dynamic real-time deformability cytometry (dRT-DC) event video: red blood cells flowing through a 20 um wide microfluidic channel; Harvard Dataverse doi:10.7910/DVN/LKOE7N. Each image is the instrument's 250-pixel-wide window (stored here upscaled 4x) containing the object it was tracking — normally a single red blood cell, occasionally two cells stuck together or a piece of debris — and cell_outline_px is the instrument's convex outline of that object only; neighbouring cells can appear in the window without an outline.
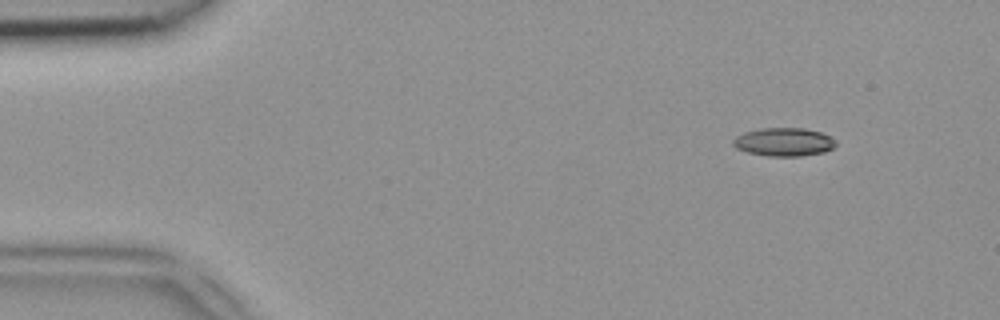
{"species": "common noctule bat (a hibernating species)", "species_latin": "Nyctalus noctula", "temperature_condition": "room temperature", "stored_images_in_passage": 48, "camera_frame_rate_fps": 3000, "um_per_image_px": 0.085, "animal": {"sex": "female", "body_mass_g": 18.4}, "frame": {"image": 1, "passage_image": 5, "time_ms": 1.333, "image_size_px": [1000, 320], "cell_outline_px": [[836, 144], [832, 148], [824, 152], [800, 156], [768, 156], [748, 152], [736, 148], [732, 144], [732, 140], [736, 136], [744, 132], [760, 128], [804, 128], [820, 132], [836, 140]], "centroid_in_image_um": [66.61, 12.06], "position_along_channel_um": 18.4, "area_um2": 16.94}}
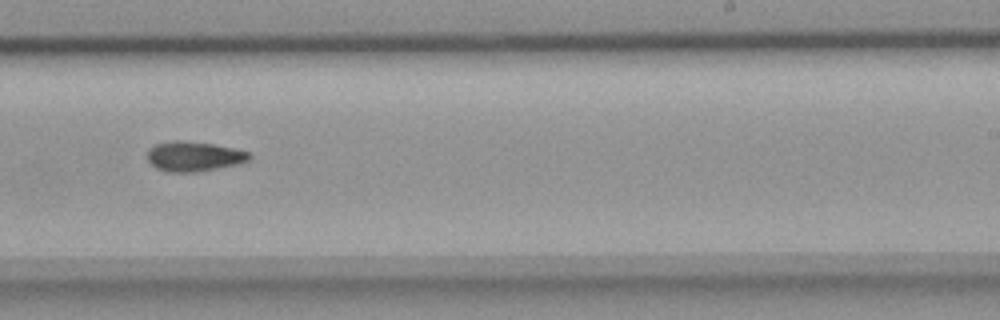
{"frame": {"image": 2, "passage_image": 30, "time_ms": 9.667, "image_size_px": [1000, 320], "cell_outline_px": [[252, 156], [248, 160], [236, 164], [196, 172], [168, 172], [156, 168], [148, 160], [148, 148], [156, 144], [172, 140], [180, 140], [212, 144], [232, 148], [248, 152]], "centroid_in_image_um": [16.44, 13.29], "position_along_channel_um": 272.6, "area_um2": 17.51}}
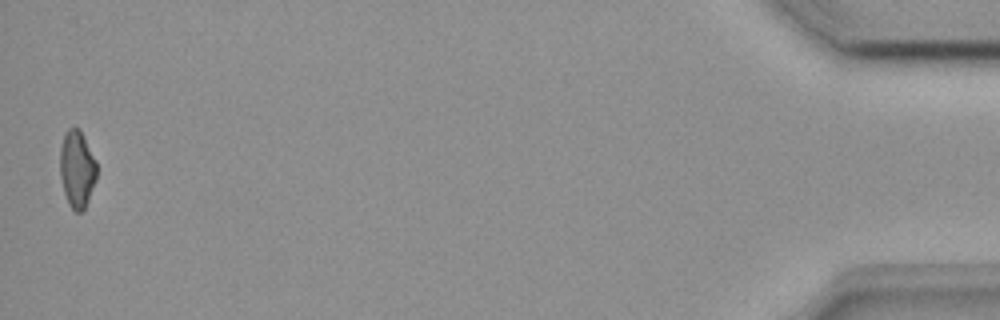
{"frame": {"image": 3, "passage_image": 48, "time_ms": 15.667, "image_size_px": [1000, 320], "cell_outline_px": [[96, 180], [88, 200], [84, 208], [80, 212], [76, 212], [68, 204], [64, 192], [60, 176], [60, 148], [64, 132], [68, 128], [76, 128], [80, 132], [96, 160]], "centroid_in_image_um": [6.53, 14.38], "position_along_channel_um": 428.7, "area_um2": 16.3}}